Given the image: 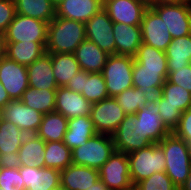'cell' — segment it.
Wrapping results in <instances>:
<instances>
[{
    "instance_id": "cell-55",
    "label": "cell",
    "mask_w": 191,
    "mask_h": 190,
    "mask_svg": "<svg viewBox=\"0 0 191 190\" xmlns=\"http://www.w3.org/2000/svg\"><path fill=\"white\" fill-rule=\"evenodd\" d=\"M101 1V3L104 5L106 2H109V1H111V0H100Z\"/></svg>"
},
{
    "instance_id": "cell-31",
    "label": "cell",
    "mask_w": 191,
    "mask_h": 190,
    "mask_svg": "<svg viewBox=\"0 0 191 190\" xmlns=\"http://www.w3.org/2000/svg\"><path fill=\"white\" fill-rule=\"evenodd\" d=\"M168 73L191 63V34L175 38L165 50Z\"/></svg>"
},
{
    "instance_id": "cell-39",
    "label": "cell",
    "mask_w": 191,
    "mask_h": 190,
    "mask_svg": "<svg viewBox=\"0 0 191 190\" xmlns=\"http://www.w3.org/2000/svg\"><path fill=\"white\" fill-rule=\"evenodd\" d=\"M134 190H179L171 178L163 172H155L149 178L134 185Z\"/></svg>"
},
{
    "instance_id": "cell-44",
    "label": "cell",
    "mask_w": 191,
    "mask_h": 190,
    "mask_svg": "<svg viewBox=\"0 0 191 190\" xmlns=\"http://www.w3.org/2000/svg\"><path fill=\"white\" fill-rule=\"evenodd\" d=\"M173 133L185 142L191 140V108L182 113L179 124Z\"/></svg>"
},
{
    "instance_id": "cell-3",
    "label": "cell",
    "mask_w": 191,
    "mask_h": 190,
    "mask_svg": "<svg viewBox=\"0 0 191 190\" xmlns=\"http://www.w3.org/2000/svg\"><path fill=\"white\" fill-rule=\"evenodd\" d=\"M132 184L149 178L155 172L165 171V155L158 143L128 154Z\"/></svg>"
},
{
    "instance_id": "cell-37",
    "label": "cell",
    "mask_w": 191,
    "mask_h": 190,
    "mask_svg": "<svg viewBox=\"0 0 191 190\" xmlns=\"http://www.w3.org/2000/svg\"><path fill=\"white\" fill-rule=\"evenodd\" d=\"M135 62H140L145 68L168 69V61L165 52L141 43L134 56Z\"/></svg>"
},
{
    "instance_id": "cell-25",
    "label": "cell",
    "mask_w": 191,
    "mask_h": 190,
    "mask_svg": "<svg viewBox=\"0 0 191 190\" xmlns=\"http://www.w3.org/2000/svg\"><path fill=\"white\" fill-rule=\"evenodd\" d=\"M74 56L81 70L99 73L107 62L109 54L101 50L94 42L85 39L74 51Z\"/></svg>"
},
{
    "instance_id": "cell-12",
    "label": "cell",
    "mask_w": 191,
    "mask_h": 190,
    "mask_svg": "<svg viewBox=\"0 0 191 190\" xmlns=\"http://www.w3.org/2000/svg\"><path fill=\"white\" fill-rule=\"evenodd\" d=\"M85 32L86 39L94 42L101 50L109 55L116 54L113 21L104 9L85 23Z\"/></svg>"
},
{
    "instance_id": "cell-16",
    "label": "cell",
    "mask_w": 191,
    "mask_h": 190,
    "mask_svg": "<svg viewBox=\"0 0 191 190\" xmlns=\"http://www.w3.org/2000/svg\"><path fill=\"white\" fill-rule=\"evenodd\" d=\"M148 7L147 0H111L103 5L113 22L127 25H141Z\"/></svg>"
},
{
    "instance_id": "cell-19",
    "label": "cell",
    "mask_w": 191,
    "mask_h": 190,
    "mask_svg": "<svg viewBox=\"0 0 191 190\" xmlns=\"http://www.w3.org/2000/svg\"><path fill=\"white\" fill-rule=\"evenodd\" d=\"M25 190H54L61 186L60 171L48 167L18 166Z\"/></svg>"
},
{
    "instance_id": "cell-18",
    "label": "cell",
    "mask_w": 191,
    "mask_h": 190,
    "mask_svg": "<svg viewBox=\"0 0 191 190\" xmlns=\"http://www.w3.org/2000/svg\"><path fill=\"white\" fill-rule=\"evenodd\" d=\"M93 103L86 100L81 93H76L67 87H58L56 91L55 111L68 120L79 116H88Z\"/></svg>"
},
{
    "instance_id": "cell-23",
    "label": "cell",
    "mask_w": 191,
    "mask_h": 190,
    "mask_svg": "<svg viewBox=\"0 0 191 190\" xmlns=\"http://www.w3.org/2000/svg\"><path fill=\"white\" fill-rule=\"evenodd\" d=\"M113 33L116 54L134 57L142 43L141 26L113 22Z\"/></svg>"
},
{
    "instance_id": "cell-51",
    "label": "cell",
    "mask_w": 191,
    "mask_h": 190,
    "mask_svg": "<svg viewBox=\"0 0 191 190\" xmlns=\"http://www.w3.org/2000/svg\"><path fill=\"white\" fill-rule=\"evenodd\" d=\"M55 6H57L59 3H61L64 0H50Z\"/></svg>"
},
{
    "instance_id": "cell-52",
    "label": "cell",
    "mask_w": 191,
    "mask_h": 190,
    "mask_svg": "<svg viewBox=\"0 0 191 190\" xmlns=\"http://www.w3.org/2000/svg\"><path fill=\"white\" fill-rule=\"evenodd\" d=\"M3 120V107L0 106V123Z\"/></svg>"
},
{
    "instance_id": "cell-10",
    "label": "cell",
    "mask_w": 191,
    "mask_h": 190,
    "mask_svg": "<svg viewBox=\"0 0 191 190\" xmlns=\"http://www.w3.org/2000/svg\"><path fill=\"white\" fill-rule=\"evenodd\" d=\"M126 114L114 97L93 103L90 119L99 134L112 135Z\"/></svg>"
},
{
    "instance_id": "cell-32",
    "label": "cell",
    "mask_w": 191,
    "mask_h": 190,
    "mask_svg": "<svg viewBox=\"0 0 191 190\" xmlns=\"http://www.w3.org/2000/svg\"><path fill=\"white\" fill-rule=\"evenodd\" d=\"M16 13L50 23L56 16V6L50 0H14Z\"/></svg>"
},
{
    "instance_id": "cell-4",
    "label": "cell",
    "mask_w": 191,
    "mask_h": 190,
    "mask_svg": "<svg viewBox=\"0 0 191 190\" xmlns=\"http://www.w3.org/2000/svg\"><path fill=\"white\" fill-rule=\"evenodd\" d=\"M114 151L112 136L97 133L86 144L72 150V164L99 169Z\"/></svg>"
},
{
    "instance_id": "cell-53",
    "label": "cell",
    "mask_w": 191,
    "mask_h": 190,
    "mask_svg": "<svg viewBox=\"0 0 191 190\" xmlns=\"http://www.w3.org/2000/svg\"><path fill=\"white\" fill-rule=\"evenodd\" d=\"M187 145H188L189 154L191 156V140L187 142Z\"/></svg>"
},
{
    "instance_id": "cell-26",
    "label": "cell",
    "mask_w": 191,
    "mask_h": 190,
    "mask_svg": "<svg viewBox=\"0 0 191 190\" xmlns=\"http://www.w3.org/2000/svg\"><path fill=\"white\" fill-rule=\"evenodd\" d=\"M46 142L36 134H27L18 150L15 163L18 166L44 168Z\"/></svg>"
},
{
    "instance_id": "cell-40",
    "label": "cell",
    "mask_w": 191,
    "mask_h": 190,
    "mask_svg": "<svg viewBox=\"0 0 191 190\" xmlns=\"http://www.w3.org/2000/svg\"><path fill=\"white\" fill-rule=\"evenodd\" d=\"M0 188H16L25 190V184L19 172L18 165L4 164L0 174Z\"/></svg>"
},
{
    "instance_id": "cell-14",
    "label": "cell",
    "mask_w": 191,
    "mask_h": 190,
    "mask_svg": "<svg viewBox=\"0 0 191 190\" xmlns=\"http://www.w3.org/2000/svg\"><path fill=\"white\" fill-rule=\"evenodd\" d=\"M142 43L165 52L173 40L160 16L149 6L141 22Z\"/></svg>"
},
{
    "instance_id": "cell-56",
    "label": "cell",
    "mask_w": 191,
    "mask_h": 190,
    "mask_svg": "<svg viewBox=\"0 0 191 190\" xmlns=\"http://www.w3.org/2000/svg\"><path fill=\"white\" fill-rule=\"evenodd\" d=\"M54 190H66V189H64L63 187H58V188H56V189H54Z\"/></svg>"
},
{
    "instance_id": "cell-24",
    "label": "cell",
    "mask_w": 191,
    "mask_h": 190,
    "mask_svg": "<svg viewBox=\"0 0 191 190\" xmlns=\"http://www.w3.org/2000/svg\"><path fill=\"white\" fill-rule=\"evenodd\" d=\"M29 87L40 90H57L50 53H45L27 66Z\"/></svg>"
},
{
    "instance_id": "cell-22",
    "label": "cell",
    "mask_w": 191,
    "mask_h": 190,
    "mask_svg": "<svg viewBox=\"0 0 191 190\" xmlns=\"http://www.w3.org/2000/svg\"><path fill=\"white\" fill-rule=\"evenodd\" d=\"M101 9L100 0H64L56 6V16L86 23Z\"/></svg>"
},
{
    "instance_id": "cell-11",
    "label": "cell",
    "mask_w": 191,
    "mask_h": 190,
    "mask_svg": "<svg viewBox=\"0 0 191 190\" xmlns=\"http://www.w3.org/2000/svg\"><path fill=\"white\" fill-rule=\"evenodd\" d=\"M111 136L115 150L126 154L146 148L152 144L147 138H142L136 115H126Z\"/></svg>"
},
{
    "instance_id": "cell-2",
    "label": "cell",
    "mask_w": 191,
    "mask_h": 190,
    "mask_svg": "<svg viewBox=\"0 0 191 190\" xmlns=\"http://www.w3.org/2000/svg\"><path fill=\"white\" fill-rule=\"evenodd\" d=\"M165 155V172L172 182L180 189L189 176L191 156L187 142L177 137L173 132L158 143Z\"/></svg>"
},
{
    "instance_id": "cell-1",
    "label": "cell",
    "mask_w": 191,
    "mask_h": 190,
    "mask_svg": "<svg viewBox=\"0 0 191 190\" xmlns=\"http://www.w3.org/2000/svg\"><path fill=\"white\" fill-rule=\"evenodd\" d=\"M85 39V23L55 16L47 26L45 49L50 54H73Z\"/></svg>"
},
{
    "instance_id": "cell-38",
    "label": "cell",
    "mask_w": 191,
    "mask_h": 190,
    "mask_svg": "<svg viewBox=\"0 0 191 190\" xmlns=\"http://www.w3.org/2000/svg\"><path fill=\"white\" fill-rule=\"evenodd\" d=\"M114 98L126 115H135L147 105L145 93L135 87L124 90Z\"/></svg>"
},
{
    "instance_id": "cell-50",
    "label": "cell",
    "mask_w": 191,
    "mask_h": 190,
    "mask_svg": "<svg viewBox=\"0 0 191 190\" xmlns=\"http://www.w3.org/2000/svg\"><path fill=\"white\" fill-rule=\"evenodd\" d=\"M179 190H191V169L188 178L186 179L185 183L180 187Z\"/></svg>"
},
{
    "instance_id": "cell-5",
    "label": "cell",
    "mask_w": 191,
    "mask_h": 190,
    "mask_svg": "<svg viewBox=\"0 0 191 190\" xmlns=\"http://www.w3.org/2000/svg\"><path fill=\"white\" fill-rule=\"evenodd\" d=\"M133 64L132 56L109 55L102 71L109 97H116L124 90L133 87Z\"/></svg>"
},
{
    "instance_id": "cell-29",
    "label": "cell",
    "mask_w": 191,
    "mask_h": 190,
    "mask_svg": "<svg viewBox=\"0 0 191 190\" xmlns=\"http://www.w3.org/2000/svg\"><path fill=\"white\" fill-rule=\"evenodd\" d=\"M54 79L58 87H65L73 76L80 70L74 54L55 53L50 54Z\"/></svg>"
},
{
    "instance_id": "cell-47",
    "label": "cell",
    "mask_w": 191,
    "mask_h": 190,
    "mask_svg": "<svg viewBox=\"0 0 191 190\" xmlns=\"http://www.w3.org/2000/svg\"><path fill=\"white\" fill-rule=\"evenodd\" d=\"M148 5H157V4H169V3H180V2H187L191 0H147Z\"/></svg>"
},
{
    "instance_id": "cell-43",
    "label": "cell",
    "mask_w": 191,
    "mask_h": 190,
    "mask_svg": "<svg viewBox=\"0 0 191 190\" xmlns=\"http://www.w3.org/2000/svg\"><path fill=\"white\" fill-rule=\"evenodd\" d=\"M15 15L14 0H0V33L5 34Z\"/></svg>"
},
{
    "instance_id": "cell-49",
    "label": "cell",
    "mask_w": 191,
    "mask_h": 190,
    "mask_svg": "<svg viewBox=\"0 0 191 190\" xmlns=\"http://www.w3.org/2000/svg\"><path fill=\"white\" fill-rule=\"evenodd\" d=\"M86 190H108L106 185L101 181V179H98L89 189Z\"/></svg>"
},
{
    "instance_id": "cell-41",
    "label": "cell",
    "mask_w": 191,
    "mask_h": 190,
    "mask_svg": "<svg viewBox=\"0 0 191 190\" xmlns=\"http://www.w3.org/2000/svg\"><path fill=\"white\" fill-rule=\"evenodd\" d=\"M159 104V114L166 128L172 133L178 126L182 112L171 104Z\"/></svg>"
},
{
    "instance_id": "cell-33",
    "label": "cell",
    "mask_w": 191,
    "mask_h": 190,
    "mask_svg": "<svg viewBox=\"0 0 191 190\" xmlns=\"http://www.w3.org/2000/svg\"><path fill=\"white\" fill-rule=\"evenodd\" d=\"M56 91L29 87L23 93L21 101L26 106L45 115L55 111Z\"/></svg>"
},
{
    "instance_id": "cell-45",
    "label": "cell",
    "mask_w": 191,
    "mask_h": 190,
    "mask_svg": "<svg viewBox=\"0 0 191 190\" xmlns=\"http://www.w3.org/2000/svg\"><path fill=\"white\" fill-rule=\"evenodd\" d=\"M83 78H85V71L80 70L75 76L71 78L65 87L76 93H82Z\"/></svg>"
},
{
    "instance_id": "cell-57",
    "label": "cell",
    "mask_w": 191,
    "mask_h": 190,
    "mask_svg": "<svg viewBox=\"0 0 191 190\" xmlns=\"http://www.w3.org/2000/svg\"><path fill=\"white\" fill-rule=\"evenodd\" d=\"M3 165H4V164L0 162V174H1V169H2V166H3Z\"/></svg>"
},
{
    "instance_id": "cell-6",
    "label": "cell",
    "mask_w": 191,
    "mask_h": 190,
    "mask_svg": "<svg viewBox=\"0 0 191 190\" xmlns=\"http://www.w3.org/2000/svg\"><path fill=\"white\" fill-rule=\"evenodd\" d=\"M98 171L99 178L108 190H134L130 176L128 154L115 150Z\"/></svg>"
},
{
    "instance_id": "cell-30",
    "label": "cell",
    "mask_w": 191,
    "mask_h": 190,
    "mask_svg": "<svg viewBox=\"0 0 191 190\" xmlns=\"http://www.w3.org/2000/svg\"><path fill=\"white\" fill-rule=\"evenodd\" d=\"M68 119L56 111L43 115L42 122L36 135L45 142L64 140L67 132Z\"/></svg>"
},
{
    "instance_id": "cell-7",
    "label": "cell",
    "mask_w": 191,
    "mask_h": 190,
    "mask_svg": "<svg viewBox=\"0 0 191 190\" xmlns=\"http://www.w3.org/2000/svg\"><path fill=\"white\" fill-rule=\"evenodd\" d=\"M150 7L164 21L173 39L191 34V1Z\"/></svg>"
},
{
    "instance_id": "cell-42",
    "label": "cell",
    "mask_w": 191,
    "mask_h": 190,
    "mask_svg": "<svg viewBox=\"0 0 191 190\" xmlns=\"http://www.w3.org/2000/svg\"><path fill=\"white\" fill-rule=\"evenodd\" d=\"M168 82L179 85L191 93V63L184 68H176V70L168 73Z\"/></svg>"
},
{
    "instance_id": "cell-8",
    "label": "cell",
    "mask_w": 191,
    "mask_h": 190,
    "mask_svg": "<svg viewBox=\"0 0 191 190\" xmlns=\"http://www.w3.org/2000/svg\"><path fill=\"white\" fill-rule=\"evenodd\" d=\"M47 26L48 23L40 19L16 13L5 32L6 42L35 41L45 48L47 43Z\"/></svg>"
},
{
    "instance_id": "cell-27",
    "label": "cell",
    "mask_w": 191,
    "mask_h": 190,
    "mask_svg": "<svg viewBox=\"0 0 191 190\" xmlns=\"http://www.w3.org/2000/svg\"><path fill=\"white\" fill-rule=\"evenodd\" d=\"M97 134L93 121L88 116H79L68 120L67 132L63 142L73 150L86 144L91 137Z\"/></svg>"
},
{
    "instance_id": "cell-34",
    "label": "cell",
    "mask_w": 191,
    "mask_h": 190,
    "mask_svg": "<svg viewBox=\"0 0 191 190\" xmlns=\"http://www.w3.org/2000/svg\"><path fill=\"white\" fill-rule=\"evenodd\" d=\"M72 150L63 142H46L45 167L62 171L72 164Z\"/></svg>"
},
{
    "instance_id": "cell-28",
    "label": "cell",
    "mask_w": 191,
    "mask_h": 190,
    "mask_svg": "<svg viewBox=\"0 0 191 190\" xmlns=\"http://www.w3.org/2000/svg\"><path fill=\"white\" fill-rule=\"evenodd\" d=\"M45 53L46 49L39 42H6V57L26 67Z\"/></svg>"
},
{
    "instance_id": "cell-46",
    "label": "cell",
    "mask_w": 191,
    "mask_h": 190,
    "mask_svg": "<svg viewBox=\"0 0 191 190\" xmlns=\"http://www.w3.org/2000/svg\"><path fill=\"white\" fill-rule=\"evenodd\" d=\"M9 101H11V98L3 87V84L0 82V106L4 107Z\"/></svg>"
},
{
    "instance_id": "cell-13",
    "label": "cell",
    "mask_w": 191,
    "mask_h": 190,
    "mask_svg": "<svg viewBox=\"0 0 191 190\" xmlns=\"http://www.w3.org/2000/svg\"><path fill=\"white\" fill-rule=\"evenodd\" d=\"M27 67L8 59H0V82L11 100H21L29 88Z\"/></svg>"
},
{
    "instance_id": "cell-35",
    "label": "cell",
    "mask_w": 191,
    "mask_h": 190,
    "mask_svg": "<svg viewBox=\"0 0 191 190\" xmlns=\"http://www.w3.org/2000/svg\"><path fill=\"white\" fill-rule=\"evenodd\" d=\"M81 94L86 100L92 103L109 98L102 72L89 73L85 71Z\"/></svg>"
},
{
    "instance_id": "cell-54",
    "label": "cell",
    "mask_w": 191,
    "mask_h": 190,
    "mask_svg": "<svg viewBox=\"0 0 191 190\" xmlns=\"http://www.w3.org/2000/svg\"><path fill=\"white\" fill-rule=\"evenodd\" d=\"M0 190H17L16 188H0Z\"/></svg>"
},
{
    "instance_id": "cell-36",
    "label": "cell",
    "mask_w": 191,
    "mask_h": 190,
    "mask_svg": "<svg viewBox=\"0 0 191 190\" xmlns=\"http://www.w3.org/2000/svg\"><path fill=\"white\" fill-rule=\"evenodd\" d=\"M163 96L158 103L171 104L182 113L191 108V93L179 85L165 81L162 86Z\"/></svg>"
},
{
    "instance_id": "cell-20",
    "label": "cell",
    "mask_w": 191,
    "mask_h": 190,
    "mask_svg": "<svg viewBox=\"0 0 191 190\" xmlns=\"http://www.w3.org/2000/svg\"><path fill=\"white\" fill-rule=\"evenodd\" d=\"M26 133L12 122L3 119L0 123V162L14 164Z\"/></svg>"
},
{
    "instance_id": "cell-48",
    "label": "cell",
    "mask_w": 191,
    "mask_h": 190,
    "mask_svg": "<svg viewBox=\"0 0 191 190\" xmlns=\"http://www.w3.org/2000/svg\"><path fill=\"white\" fill-rule=\"evenodd\" d=\"M6 56V39L5 34L0 33V59Z\"/></svg>"
},
{
    "instance_id": "cell-21",
    "label": "cell",
    "mask_w": 191,
    "mask_h": 190,
    "mask_svg": "<svg viewBox=\"0 0 191 190\" xmlns=\"http://www.w3.org/2000/svg\"><path fill=\"white\" fill-rule=\"evenodd\" d=\"M98 179V169L83 165L71 164L60 171L61 187L66 190L89 189Z\"/></svg>"
},
{
    "instance_id": "cell-17",
    "label": "cell",
    "mask_w": 191,
    "mask_h": 190,
    "mask_svg": "<svg viewBox=\"0 0 191 190\" xmlns=\"http://www.w3.org/2000/svg\"><path fill=\"white\" fill-rule=\"evenodd\" d=\"M135 115L138 118L142 138H147L152 144L159 143L171 133L162 122L158 103L147 104Z\"/></svg>"
},
{
    "instance_id": "cell-15",
    "label": "cell",
    "mask_w": 191,
    "mask_h": 190,
    "mask_svg": "<svg viewBox=\"0 0 191 190\" xmlns=\"http://www.w3.org/2000/svg\"><path fill=\"white\" fill-rule=\"evenodd\" d=\"M43 115L23 104L21 100H11L3 107V119L12 122L26 134L38 132Z\"/></svg>"
},
{
    "instance_id": "cell-9",
    "label": "cell",
    "mask_w": 191,
    "mask_h": 190,
    "mask_svg": "<svg viewBox=\"0 0 191 190\" xmlns=\"http://www.w3.org/2000/svg\"><path fill=\"white\" fill-rule=\"evenodd\" d=\"M168 76V69L145 68L140 62L133 64V87L145 93L147 104L158 103L163 96L162 86Z\"/></svg>"
}]
</instances>
